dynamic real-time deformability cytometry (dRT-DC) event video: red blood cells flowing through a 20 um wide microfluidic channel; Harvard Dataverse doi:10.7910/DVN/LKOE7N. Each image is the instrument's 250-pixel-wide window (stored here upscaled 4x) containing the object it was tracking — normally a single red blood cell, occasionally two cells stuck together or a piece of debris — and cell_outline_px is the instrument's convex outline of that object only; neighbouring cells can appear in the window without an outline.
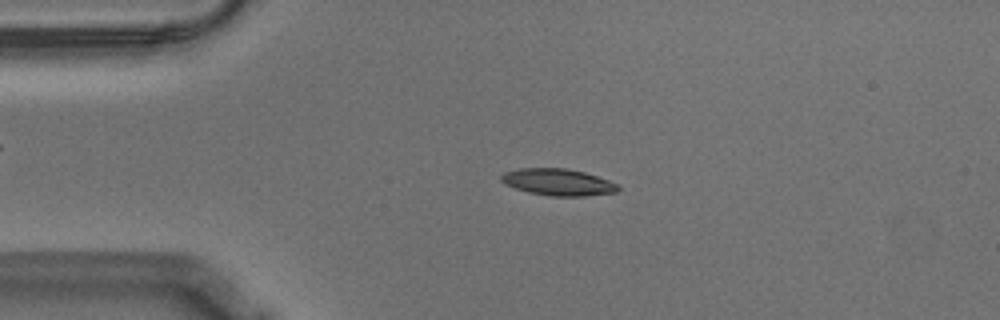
{"species": "Egyptian fruit bat (a non-hibernating species)", "species_latin": "Rousettus aegyptiacus", "temperature_condition": "warm", "stored_images_in_passage": 46, "camera_frame_rate_fps": 3000, "um_per_image_px": 0.085, "animal": {"sex": "male"}, "frame": {"image": 1, "passage_image": 2, "time_ms": 0.333, "image_size_px": [1000, 320], "cell_outline_px": [[620, 192], [584, 196], [552, 196], [528, 192], [504, 184], [500, 180], [500, 176], [504, 172], [520, 168], [568, 168], [584, 172], [620, 184]], "centroid_in_image_um": [47.46, 15.48], "position_along_channel_um": 37.5, "area_um2": 18.38}}
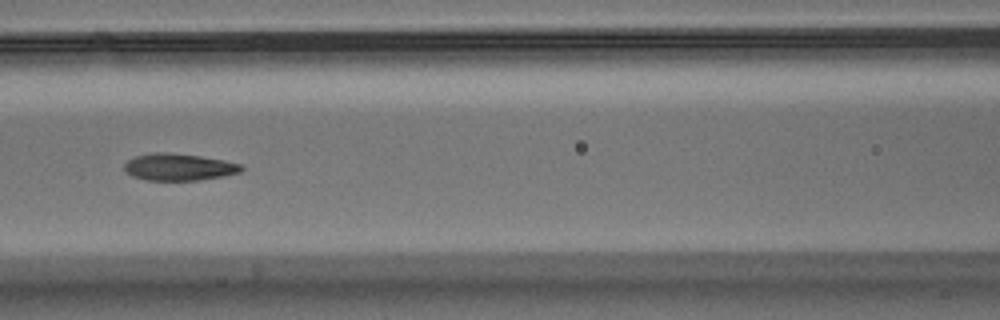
{"frame": {"image": 2, "passage_image": 14, "time_ms": 4.333, "image_size_px": [1000, 320], "cell_outline_px": [[244, 168], [240, 172], [224, 176], [200, 180], [148, 180], [132, 176], [124, 172], [124, 164], [128, 160], [136, 156], [152, 152], [168, 152], [200, 156], [224, 160], [244, 164]], "centroid_in_image_um": [15.21, 14.19], "position_along_channel_um": 151.4, "area_um2": 18.55}}
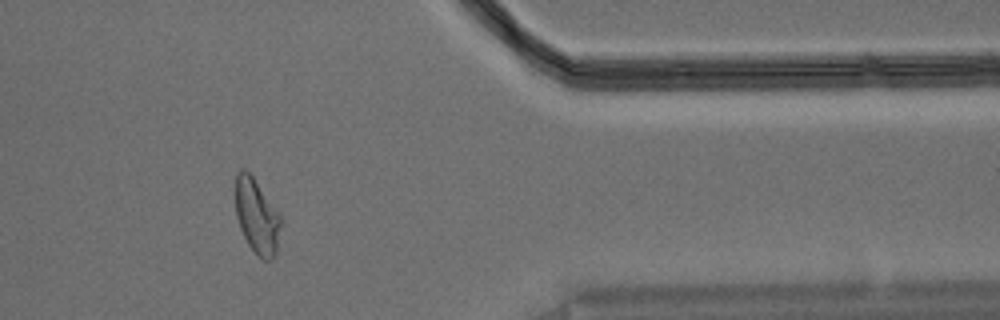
{"frame": {"image": 3, "passage_image": 36, "time_ms": 11.667, "image_size_px": [1000, 320], "cell_outline_px": [[280, 224], [276, 252], [272, 260], [264, 260], [256, 256], [248, 244], [240, 228], [236, 216], [232, 192], [236, 172], [240, 168], [244, 168], [252, 176], [280, 216]], "centroid_in_image_um": [21.74, 18.34], "position_along_channel_um": 389.7, "area_um2": 20.0}, "authors_computed_cell_mechanics": {"area_um2": 19.1029, "velocity_mm_per_s": 3.5465, "shape_relaxation_time_tau1_ms": 7.4866, "shape_relaxation_time_tau2_ms": 2.3713, "deformation_change_tau1": 0.2548, "deformation_change_tau2": 0.0714}}